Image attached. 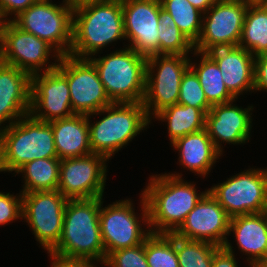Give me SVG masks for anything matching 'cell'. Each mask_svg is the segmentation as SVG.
Instances as JSON below:
<instances>
[{
    "instance_id": "1",
    "label": "cell",
    "mask_w": 267,
    "mask_h": 267,
    "mask_svg": "<svg viewBox=\"0 0 267 267\" xmlns=\"http://www.w3.org/2000/svg\"><path fill=\"white\" fill-rule=\"evenodd\" d=\"M176 171L150 175L142 193L152 233H174L208 189L198 193L196 184ZM183 178V179H182Z\"/></svg>"
},
{
    "instance_id": "2",
    "label": "cell",
    "mask_w": 267,
    "mask_h": 267,
    "mask_svg": "<svg viewBox=\"0 0 267 267\" xmlns=\"http://www.w3.org/2000/svg\"><path fill=\"white\" fill-rule=\"evenodd\" d=\"M101 197L68 199L63 218L61 237L49 253L68 260H86L101 267L105 262L99 213Z\"/></svg>"
},
{
    "instance_id": "3",
    "label": "cell",
    "mask_w": 267,
    "mask_h": 267,
    "mask_svg": "<svg viewBox=\"0 0 267 267\" xmlns=\"http://www.w3.org/2000/svg\"><path fill=\"white\" fill-rule=\"evenodd\" d=\"M118 40L126 41L122 0H103L74 8L70 56L89 59L116 45Z\"/></svg>"
},
{
    "instance_id": "4",
    "label": "cell",
    "mask_w": 267,
    "mask_h": 267,
    "mask_svg": "<svg viewBox=\"0 0 267 267\" xmlns=\"http://www.w3.org/2000/svg\"><path fill=\"white\" fill-rule=\"evenodd\" d=\"M96 116L101 118L92 122L91 118ZM87 118L92 153L105 156L109 161L151 125L142 102L112 103Z\"/></svg>"
},
{
    "instance_id": "5",
    "label": "cell",
    "mask_w": 267,
    "mask_h": 267,
    "mask_svg": "<svg viewBox=\"0 0 267 267\" xmlns=\"http://www.w3.org/2000/svg\"><path fill=\"white\" fill-rule=\"evenodd\" d=\"M40 158H58L50 122L28 114L0 130V173L14 174Z\"/></svg>"
},
{
    "instance_id": "6",
    "label": "cell",
    "mask_w": 267,
    "mask_h": 267,
    "mask_svg": "<svg viewBox=\"0 0 267 267\" xmlns=\"http://www.w3.org/2000/svg\"><path fill=\"white\" fill-rule=\"evenodd\" d=\"M121 48L102 57L98 53L89 60L113 103H141L145 94L147 57L127 45Z\"/></svg>"
},
{
    "instance_id": "7",
    "label": "cell",
    "mask_w": 267,
    "mask_h": 267,
    "mask_svg": "<svg viewBox=\"0 0 267 267\" xmlns=\"http://www.w3.org/2000/svg\"><path fill=\"white\" fill-rule=\"evenodd\" d=\"M139 195V210L140 212L142 211L139 214L137 211L135 212V205H133L135 203L130 198L116 200L104 206V198L101 197L99 223L105 250V260L115 250L144 243L152 233L145 197L142 191Z\"/></svg>"
},
{
    "instance_id": "8",
    "label": "cell",
    "mask_w": 267,
    "mask_h": 267,
    "mask_svg": "<svg viewBox=\"0 0 267 267\" xmlns=\"http://www.w3.org/2000/svg\"><path fill=\"white\" fill-rule=\"evenodd\" d=\"M74 9L63 0H39L12 22L21 30L31 33L50 44L61 56L69 55L73 40Z\"/></svg>"
},
{
    "instance_id": "9",
    "label": "cell",
    "mask_w": 267,
    "mask_h": 267,
    "mask_svg": "<svg viewBox=\"0 0 267 267\" xmlns=\"http://www.w3.org/2000/svg\"><path fill=\"white\" fill-rule=\"evenodd\" d=\"M60 58L46 41L21 30L12 21L1 22L0 61L3 63L33 75L56 69Z\"/></svg>"
},
{
    "instance_id": "10",
    "label": "cell",
    "mask_w": 267,
    "mask_h": 267,
    "mask_svg": "<svg viewBox=\"0 0 267 267\" xmlns=\"http://www.w3.org/2000/svg\"><path fill=\"white\" fill-rule=\"evenodd\" d=\"M189 56L147 57L145 94L142 104L150 120L161 110L177 104L182 76L190 67Z\"/></svg>"
},
{
    "instance_id": "11",
    "label": "cell",
    "mask_w": 267,
    "mask_h": 267,
    "mask_svg": "<svg viewBox=\"0 0 267 267\" xmlns=\"http://www.w3.org/2000/svg\"><path fill=\"white\" fill-rule=\"evenodd\" d=\"M250 167L208 187L230 217L262 213L267 194V167Z\"/></svg>"
},
{
    "instance_id": "12",
    "label": "cell",
    "mask_w": 267,
    "mask_h": 267,
    "mask_svg": "<svg viewBox=\"0 0 267 267\" xmlns=\"http://www.w3.org/2000/svg\"><path fill=\"white\" fill-rule=\"evenodd\" d=\"M67 201L58 190L22 193V219L47 254L61 237Z\"/></svg>"
},
{
    "instance_id": "13",
    "label": "cell",
    "mask_w": 267,
    "mask_h": 267,
    "mask_svg": "<svg viewBox=\"0 0 267 267\" xmlns=\"http://www.w3.org/2000/svg\"><path fill=\"white\" fill-rule=\"evenodd\" d=\"M56 69L67 79L74 114L89 115L113 103L89 59L61 56Z\"/></svg>"
},
{
    "instance_id": "14",
    "label": "cell",
    "mask_w": 267,
    "mask_h": 267,
    "mask_svg": "<svg viewBox=\"0 0 267 267\" xmlns=\"http://www.w3.org/2000/svg\"><path fill=\"white\" fill-rule=\"evenodd\" d=\"M248 6L241 0H216L203 13L202 32L194 45L195 51L207 53L215 48L238 46Z\"/></svg>"
},
{
    "instance_id": "15",
    "label": "cell",
    "mask_w": 267,
    "mask_h": 267,
    "mask_svg": "<svg viewBox=\"0 0 267 267\" xmlns=\"http://www.w3.org/2000/svg\"><path fill=\"white\" fill-rule=\"evenodd\" d=\"M109 160L91 153L61 160L58 191L67 199L103 197Z\"/></svg>"
},
{
    "instance_id": "16",
    "label": "cell",
    "mask_w": 267,
    "mask_h": 267,
    "mask_svg": "<svg viewBox=\"0 0 267 267\" xmlns=\"http://www.w3.org/2000/svg\"><path fill=\"white\" fill-rule=\"evenodd\" d=\"M160 0H122L127 47L145 57L159 55Z\"/></svg>"
},
{
    "instance_id": "17",
    "label": "cell",
    "mask_w": 267,
    "mask_h": 267,
    "mask_svg": "<svg viewBox=\"0 0 267 267\" xmlns=\"http://www.w3.org/2000/svg\"><path fill=\"white\" fill-rule=\"evenodd\" d=\"M238 99L225 104L213 105L205 116V129L215 148L223 155V144L244 145L249 143L253 127L254 105L238 106ZM223 142V143H222Z\"/></svg>"
},
{
    "instance_id": "18",
    "label": "cell",
    "mask_w": 267,
    "mask_h": 267,
    "mask_svg": "<svg viewBox=\"0 0 267 267\" xmlns=\"http://www.w3.org/2000/svg\"><path fill=\"white\" fill-rule=\"evenodd\" d=\"M29 114L43 122L74 115L67 79L57 69L31 75Z\"/></svg>"
},
{
    "instance_id": "19",
    "label": "cell",
    "mask_w": 267,
    "mask_h": 267,
    "mask_svg": "<svg viewBox=\"0 0 267 267\" xmlns=\"http://www.w3.org/2000/svg\"><path fill=\"white\" fill-rule=\"evenodd\" d=\"M230 216L207 191L173 233L177 237L224 246L228 239Z\"/></svg>"
},
{
    "instance_id": "20",
    "label": "cell",
    "mask_w": 267,
    "mask_h": 267,
    "mask_svg": "<svg viewBox=\"0 0 267 267\" xmlns=\"http://www.w3.org/2000/svg\"><path fill=\"white\" fill-rule=\"evenodd\" d=\"M31 75L0 61V130L30 112Z\"/></svg>"
},
{
    "instance_id": "21",
    "label": "cell",
    "mask_w": 267,
    "mask_h": 267,
    "mask_svg": "<svg viewBox=\"0 0 267 267\" xmlns=\"http://www.w3.org/2000/svg\"><path fill=\"white\" fill-rule=\"evenodd\" d=\"M207 54L218 65L226 88L236 99L254 92L255 57L249 51L238 45L215 48Z\"/></svg>"
},
{
    "instance_id": "22",
    "label": "cell",
    "mask_w": 267,
    "mask_h": 267,
    "mask_svg": "<svg viewBox=\"0 0 267 267\" xmlns=\"http://www.w3.org/2000/svg\"><path fill=\"white\" fill-rule=\"evenodd\" d=\"M232 233L241 257L247 256V267L267 258V221L262 213L231 217L228 238Z\"/></svg>"
},
{
    "instance_id": "23",
    "label": "cell",
    "mask_w": 267,
    "mask_h": 267,
    "mask_svg": "<svg viewBox=\"0 0 267 267\" xmlns=\"http://www.w3.org/2000/svg\"><path fill=\"white\" fill-rule=\"evenodd\" d=\"M171 146L178 152L177 165L201 178H207L224 156L215 148L205 128L177 139Z\"/></svg>"
},
{
    "instance_id": "24",
    "label": "cell",
    "mask_w": 267,
    "mask_h": 267,
    "mask_svg": "<svg viewBox=\"0 0 267 267\" xmlns=\"http://www.w3.org/2000/svg\"><path fill=\"white\" fill-rule=\"evenodd\" d=\"M55 148L60 160L92 153L87 115L74 114L50 122Z\"/></svg>"
},
{
    "instance_id": "25",
    "label": "cell",
    "mask_w": 267,
    "mask_h": 267,
    "mask_svg": "<svg viewBox=\"0 0 267 267\" xmlns=\"http://www.w3.org/2000/svg\"><path fill=\"white\" fill-rule=\"evenodd\" d=\"M191 55L190 68L197 75L208 103L213 106L234 101L236 98L226 88L216 62L207 53L194 51Z\"/></svg>"
},
{
    "instance_id": "26",
    "label": "cell",
    "mask_w": 267,
    "mask_h": 267,
    "mask_svg": "<svg viewBox=\"0 0 267 267\" xmlns=\"http://www.w3.org/2000/svg\"><path fill=\"white\" fill-rule=\"evenodd\" d=\"M205 114L198 108L174 104L158 112L151 120L165 122L170 145L177 139L205 128ZM167 123V124H166Z\"/></svg>"
},
{
    "instance_id": "27",
    "label": "cell",
    "mask_w": 267,
    "mask_h": 267,
    "mask_svg": "<svg viewBox=\"0 0 267 267\" xmlns=\"http://www.w3.org/2000/svg\"><path fill=\"white\" fill-rule=\"evenodd\" d=\"M61 160L44 158L24 164L16 173L22 175V193L52 191L58 189Z\"/></svg>"
},
{
    "instance_id": "28",
    "label": "cell",
    "mask_w": 267,
    "mask_h": 267,
    "mask_svg": "<svg viewBox=\"0 0 267 267\" xmlns=\"http://www.w3.org/2000/svg\"><path fill=\"white\" fill-rule=\"evenodd\" d=\"M239 46L254 57L267 53V6L249 4L243 24Z\"/></svg>"
},
{
    "instance_id": "29",
    "label": "cell",
    "mask_w": 267,
    "mask_h": 267,
    "mask_svg": "<svg viewBox=\"0 0 267 267\" xmlns=\"http://www.w3.org/2000/svg\"><path fill=\"white\" fill-rule=\"evenodd\" d=\"M179 30L195 45L202 32L203 12L188 0H160Z\"/></svg>"
},
{
    "instance_id": "30",
    "label": "cell",
    "mask_w": 267,
    "mask_h": 267,
    "mask_svg": "<svg viewBox=\"0 0 267 267\" xmlns=\"http://www.w3.org/2000/svg\"><path fill=\"white\" fill-rule=\"evenodd\" d=\"M159 55H190L194 44L179 30L171 15L160 9L159 25Z\"/></svg>"
},
{
    "instance_id": "31",
    "label": "cell",
    "mask_w": 267,
    "mask_h": 267,
    "mask_svg": "<svg viewBox=\"0 0 267 267\" xmlns=\"http://www.w3.org/2000/svg\"><path fill=\"white\" fill-rule=\"evenodd\" d=\"M145 255L149 267H179L176 235L151 233L145 240Z\"/></svg>"
},
{
    "instance_id": "32",
    "label": "cell",
    "mask_w": 267,
    "mask_h": 267,
    "mask_svg": "<svg viewBox=\"0 0 267 267\" xmlns=\"http://www.w3.org/2000/svg\"><path fill=\"white\" fill-rule=\"evenodd\" d=\"M217 247L210 242L176 236V254L179 267H212L213 256Z\"/></svg>"
},
{
    "instance_id": "33",
    "label": "cell",
    "mask_w": 267,
    "mask_h": 267,
    "mask_svg": "<svg viewBox=\"0 0 267 267\" xmlns=\"http://www.w3.org/2000/svg\"><path fill=\"white\" fill-rule=\"evenodd\" d=\"M177 104L198 108L205 115L212 107L207 101L197 75L190 67L182 76Z\"/></svg>"
},
{
    "instance_id": "34",
    "label": "cell",
    "mask_w": 267,
    "mask_h": 267,
    "mask_svg": "<svg viewBox=\"0 0 267 267\" xmlns=\"http://www.w3.org/2000/svg\"><path fill=\"white\" fill-rule=\"evenodd\" d=\"M149 267L145 255V241L140 245L111 252L102 267Z\"/></svg>"
},
{
    "instance_id": "35",
    "label": "cell",
    "mask_w": 267,
    "mask_h": 267,
    "mask_svg": "<svg viewBox=\"0 0 267 267\" xmlns=\"http://www.w3.org/2000/svg\"><path fill=\"white\" fill-rule=\"evenodd\" d=\"M22 221V192L15 194L0 191V226Z\"/></svg>"
},
{
    "instance_id": "36",
    "label": "cell",
    "mask_w": 267,
    "mask_h": 267,
    "mask_svg": "<svg viewBox=\"0 0 267 267\" xmlns=\"http://www.w3.org/2000/svg\"><path fill=\"white\" fill-rule=\"evenodd\" d=\"M38 1L39 0H0L1 22L12 21L21 12Z\"/></svg>"
},
{
    "instance_id": "37",
    "label": "cell",
    "mask_w": 267,
    "mask_h": 267,
    "mask_svg": "<svg viewBox=\"0 0 267 267\" xmlns=\"http://www.w3.org/2000/svg\"><path fill=\"white\" fill-rule=\"evenodd\" d=\"M230 241V242H229ZM229 238L226 240L224 246H218L215 249L212 267H238L237 257H235V248L231 244ZM234 248V249H233Z\"/></svg>"
},
{
    "instance_id": "38",
    "label": "cell",
    "mask_w": 267,
    "mask_h": 267,
    "mask_svg": "<svg viewBox=\"0 0 267 267\" xmlns=\"http://www.w3.org/2000/svg\"><path fill=\"white\" fill-rule=\"evenodd\" d=\"M254 91L267 92V53L255 56Z\"/></svg>"
},
{
    "instance_id": "39",
    "label": "cell",
    "mask_w": 267,
    "mask_h": 267,
    "mask_svg": "<svg viewBox=\"0 0 267 267\" xmlns=\"http://www.w3.org/2000/svg\"><path fill=\"white\" fill-rule=\"evenodd\" d=\"M50 257V267H100L97 263L86 260H68L58 258L48 253Z\"/></svg>"
},
{
    "instance_id": "40",
    "label": "cell",
    "mask_w": 267,
    "mask_h": 267,
    "mask_svg": "<svg viewBox=\"0 0 267 267\" xmlns=\"http://www.w3.org/2000/svg\"><path fill=\"white\" fill-rule=\"evenodd\" d=\"M194 7L205 13L216 0H188Z\"/></svg>"
},
{
    "instance_id": "41",
    "label": "cell",
    "mask_w": 267,
    "mask_h": 267,
    "mask_svg": "<svg viewBox=\"0 0 267 267\" xmlns=\"http://www.w3.org/2000/svg\"><path fill=\"white\" fill-rule=\"evenodd\" d=\"M73 9L84 4L99 2L103 0H65Z\"/></svg>"
},
{
    "instance_id": "42",
    "label": "cell",
    "mask_w": 267,
    "mask_h": 267,
    "mask_svg": "<svg viewBox=\"0 0 267 267\" xmlns=\"http://www.w3.org/2000/svg\"><path fill=\"white\" fill-rule=\"evenodd\" d=\"M262 214H263L264 218L267 221V194H266V199L264 201V206H263Z\"/></svg>"
},
{
    "instance_id": "43",
    "label": "cell",
    "mask_w": 267,
    "mask_h": 267,
    "mask_svg": "<svg viewBox=\"0 0 267 267\" xmlns=\"http://www.w3.org/2000/svg\"><path fill=\"white\" fill-rule=\"evenodd\" d=\"M243 2H247L249 4H258V3H265L266 0H241Z\"/></svg>"
},
{
    "instance_id": "44",
    "label": "cell",
    "mask_w": 267,
    "mask_h": 267,
    "mask_svg": "<svg viewBox=\"0 0 267 267\" xmlns=\"http://www.w3.org/2000/svg\"><path fill=\"white\" fill-rule=\"evenodd\" d=\"M254 267H267V258L258 262Z\"/></svg>"
}]
</instances>
